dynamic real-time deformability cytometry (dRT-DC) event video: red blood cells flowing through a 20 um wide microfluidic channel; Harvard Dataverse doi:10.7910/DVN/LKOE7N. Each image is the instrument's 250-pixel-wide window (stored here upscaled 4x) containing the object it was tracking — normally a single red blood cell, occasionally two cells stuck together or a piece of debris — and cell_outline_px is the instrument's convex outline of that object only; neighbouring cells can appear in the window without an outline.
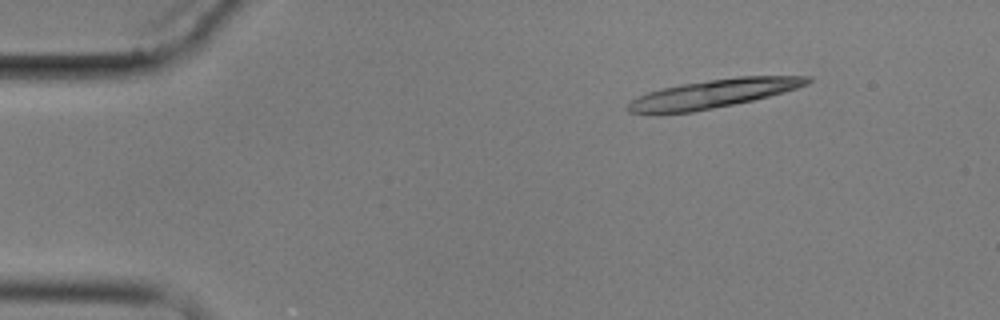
{"species": "common noctule bat (a hibernating species)", "species_latin": "Nyctalus noctula", "temperature_condition": "cold", "stored_images_in_passage": 9, "segment_of_instrument_passage": [1, 2], "camera_frame_rate_fps": 3000, "um_per_image_px": 0.085, "animal": {"sex": "male", "body_mass_g": 17.9}, "frame": {"image": 1, "passage_image": 1, "time_ms": 0.0, "image_size_px": [1000, 320], "cell_outline_px": [[812, 80], [808, 84], [784, 92], [752, 100], [692, 112], [628, 112], [624, 108], [632, 100], [648, 92], [660, 88], [680, 84], [708, 80], [740, 76], [812, 76]], "centroid_in_image_um": [60.68, 7.94], "position_along_channel_um": 24.3, "area_um2": 29.25}}